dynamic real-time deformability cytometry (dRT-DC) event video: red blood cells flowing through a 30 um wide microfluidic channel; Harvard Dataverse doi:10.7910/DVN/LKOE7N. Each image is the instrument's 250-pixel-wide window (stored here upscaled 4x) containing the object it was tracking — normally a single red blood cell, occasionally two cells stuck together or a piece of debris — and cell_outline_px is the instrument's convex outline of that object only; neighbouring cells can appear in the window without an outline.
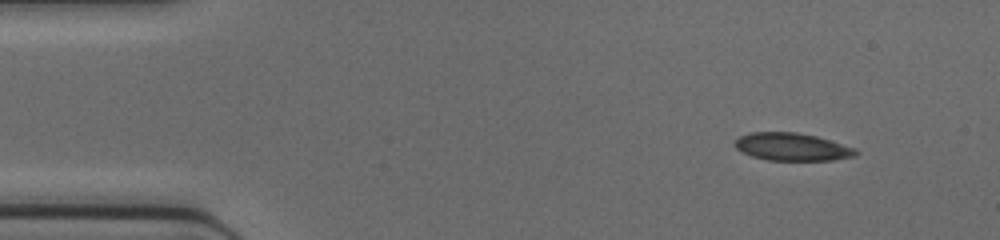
{"species": "common noctule bat (a hibernating species)", "species_latin": "Nyctalus noctula", "temperature_condition": "cold", "stored_images_in_passage": 42, "camera_frame_rate_fps": 3000, "um_per_image_px": 0.085, "animal": {"sex": "female", "body_mass_g": 17.0, "forearm_length_mm": 48.0}, "frame": {"image": 1, "passage_image": 1, "time_ms": 0.0, "image_size_px": [1000, 240], "cell_outline_px": [[860, 152], [856, 156], [832, 160], [768, 160], [752, 156], [736, 148], [732, 144], [740, 136], [748, 132], [796, 132], [816, 136], [856, 148]], "centroid_in_image_um": [67.34, 12.48], "position_along_channel_um": 17.7, "area_um2": 19.54}}
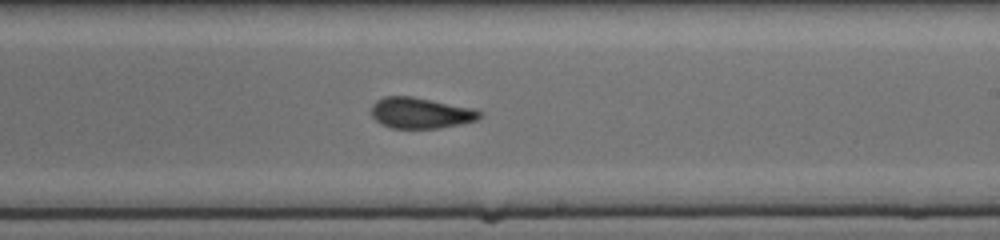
{"frame": {"image": 2, "passage_image": 23, "time_ms": 7.333, "image_size_px": [1000, 240], "cell_outline_px": [[484, 116], [476, 120], [460, 124], [440, 128], [392, 128], [380, 124], [372, 116], [372, 104], [376, 100], [384, 96], [412, 96], [476, 108], [484, 112]], "centroid_in_image_um": [35.8, 9.59], "position_along_channel_um": 253.2, "area_um2": 19.83}}
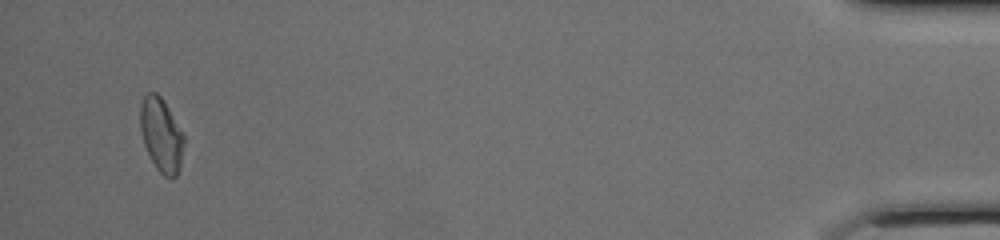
{"frame": {"image": 3, "passage_image": 40, "time_ms": 13.0, "image_size_px": [1000, 240], "cell_outline_px": [[184, 144], [180, 168], [176, 176], [172, 180], [164, 176], [156, 168], [144, 144], [140, 128], [140, 108], [144, 96], [148, 92], [156, 92], [164, 100], [184, 132]], "centroid_in_image_um": [13.74, 11.47], "position_along_channel_um": 421.5, "area_um2": 19.02}}